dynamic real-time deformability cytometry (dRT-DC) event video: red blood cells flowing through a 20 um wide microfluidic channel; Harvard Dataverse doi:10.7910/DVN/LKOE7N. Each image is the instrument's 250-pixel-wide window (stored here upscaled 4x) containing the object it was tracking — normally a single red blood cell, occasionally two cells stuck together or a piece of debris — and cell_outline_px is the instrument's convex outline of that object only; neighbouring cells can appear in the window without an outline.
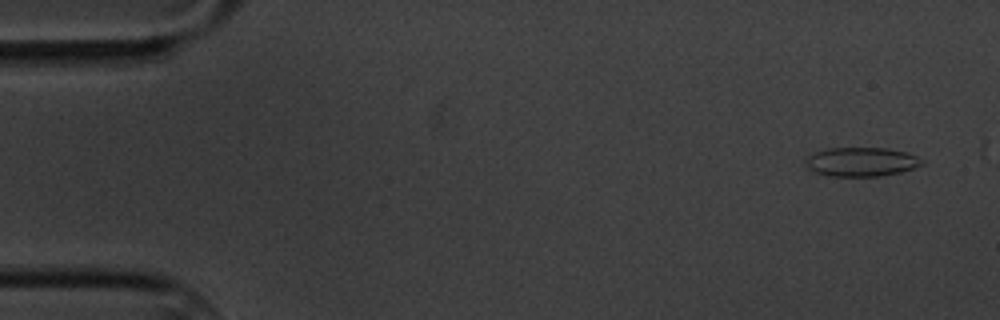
{"species": "common noctule bat (a hibernating species)", "species_latin": "Nyctalus noctula", "temperature_condition": "cold", "stored_images_in_passage": 4, "camera_frame_rate_fps": 3000, "um_per_image_px": 0.085, "animal": {"sex": "male", "body_mass_g": 20.1, "forearm_length_mm": 53.5}, "frame": {"image": 1, "passage_image": 1, "time_ms": 0.0, "image_size_px": [1000, 320], "cell_outline_px": [[924, 164], [900, 172], [880, 176], [832, 176], [816, 172], [808, 168], [804, 160], [808, 156], [816, 152], [828, 148], [888, 148], [904, 152], [916, 156], [924, 160]], "centroid_in_image_um": [73.21, 13.75], "position_along_channel_um": 11.8, "area_um2": 19.54}}